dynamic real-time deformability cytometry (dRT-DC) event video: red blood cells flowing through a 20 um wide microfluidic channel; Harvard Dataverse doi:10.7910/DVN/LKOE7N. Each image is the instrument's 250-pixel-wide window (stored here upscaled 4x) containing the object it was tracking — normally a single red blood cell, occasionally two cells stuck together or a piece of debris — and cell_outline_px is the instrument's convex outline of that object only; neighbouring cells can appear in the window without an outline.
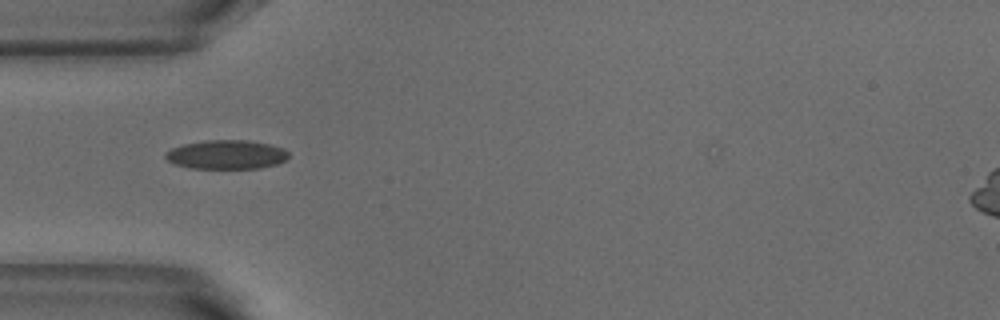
{"species": "common noctule bat (a hibernating species)", "species_latin": "Nyctalus noctula", "temperature_condition": "warm", "stored_images_in_passage": 3, "camera_frame_rate_fps": 3000, "um_per_image_px": 0.085, "animal": {"sex": "male", "body_mass_g": 18.8}, "frame": {"image": 1, "passage_image": 1, "time_ms": 0.0, "image_size_px": [1000, 320], "cell_outline_px": [[288, 156], [284, 160], [276, 164], [260, 168], [192, 168], [176, 164], [168, 160], [164, 156], [164, 152], [172, 148], [184, 144], [204, 140], [248, 140], [268, 144], [284, 148], [288, 152]], "centroid_in_image_um": [19.24, 13.13], "position_along_channel_um": 65.8, "area_um2": 20.69}}
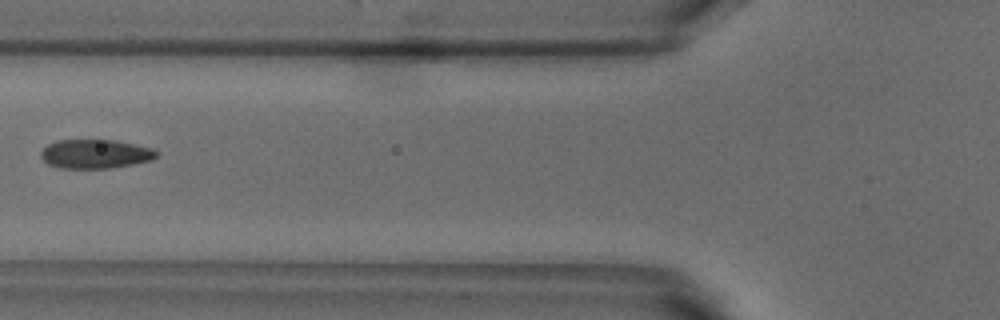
{"frame": {"image": 2, "passage_image": 2, "time_ms": 0.333, "image_size_px": [1000, 320], "cell_outline_px": [[160, 152], [152, 160], [132, 164], [108, 168], [60, 168], [48, 164], [40, 156], [40, 152], [48, 144], [56, 140], [116, 140], [152, 148]], "centroid_in_image_um": [8.1, 13.08], "position_along_channel_um": 117.7, "area_um2": 19.54}}